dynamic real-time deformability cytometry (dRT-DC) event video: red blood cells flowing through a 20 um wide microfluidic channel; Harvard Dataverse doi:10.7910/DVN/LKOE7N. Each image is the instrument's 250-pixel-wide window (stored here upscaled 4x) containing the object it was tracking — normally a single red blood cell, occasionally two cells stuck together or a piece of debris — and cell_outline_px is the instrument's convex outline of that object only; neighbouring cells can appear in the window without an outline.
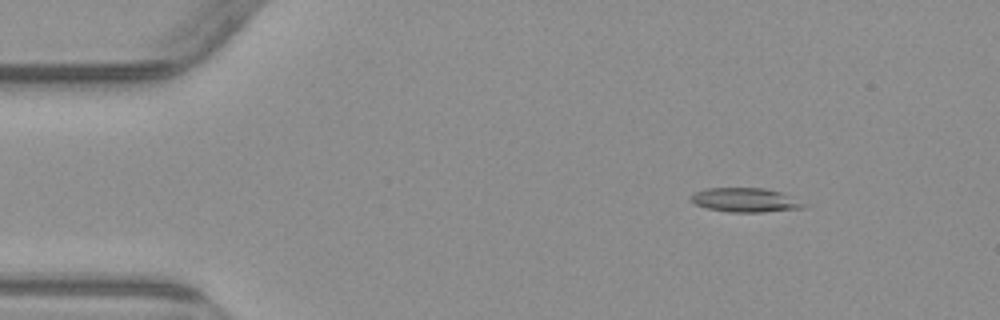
{"species": "common noctule bat (a hibernating species)", "species_latin": "Nyctalus noctula", "temperature_condition": "warm", "stored_images_in_passage": 4, "camera_frame_rate_fps": 3000, "um_per_image_px": 0.085, "animal": {"sex": "male", "body_mass_g": 23.1, "forearm_length_mm": 52.7}, "frame": {"image": 1, "passage_image": 2, "time_ms": 1.0, "image_size_px": [1000, 320], "cell_outline_px": [[812, 204], [804, 208], [760, 212], [728, 212], [708, 208], [696, 204], [692, 200], [692, 196], [696, 192], [704, 188], [764, 188], [784, 192]], "centroid_in_image_um": [63.5, 17.0], "position_along_channel_um": 21.5, "area_um2": 16.13}}